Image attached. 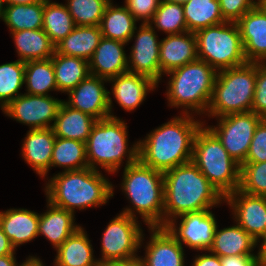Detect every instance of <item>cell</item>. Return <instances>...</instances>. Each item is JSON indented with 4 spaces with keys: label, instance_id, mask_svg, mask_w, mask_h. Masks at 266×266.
<instances>
[{
    "label": "cell",
    "instance_id": "obj_1",
    "mask_svg": "<svg viewBox=\"0 0 266 266\" xmlns=\"http://www.w3.org/2000/svg\"><path fill=\"white\" fill-rule=\"evenodd\" d=\"M194 118L180 113L155 128L138 141V160L163 173L192 161L195 134L204 124Z\"/></svg>",
    "mask_w": 266,
    "mask_h": 266
},
{
    "label": "cell",
    "instance_id": "obj_2",
    "mask_svg": "<svg viewBox=\"0 0 266 266\" xmlns=\"http://www.w3.org/2000/svg\"><path fill=\"white\" fill-rule=\"evenodd\" d=\"M163 179V227L180 215L210 210L225 201L192 161L164 172Z\"/></svg>",
    "mask_w": 266,
    "mask_h": 266
},
{
    "label": "cell",
    "instance_id": "obj_3",
    "mask_svg": "<svg viewBox=\"0 0 266 266\" xmlns=\"http://www.w3.org/2000/svg\"><path fill=\"white\" fill-rule=\"evenodd\" d=\"M44 190L47 201L72 213L75 209L102 206L114 194L113 184L99 170L89 167L54 175Z\"/></svg>",
    "mask_w": 266,
    "mask_h": 266
},
{
    "label": "cell",
    "instance_id": "obj_4",
    "mask_svg": "<svg viewBox=\"0 0 266 266\" xmlns=\"http://www.w3.org/2000/svg\"><path fill=\"white\" fill-rule=\"evenodd\" d=\"M121 187L134 207L133 209L126 207L121 213L137 219L135 215L137 212L148 228L163 227V172L145 166L138 160L125 166Z\"/></svg>",
    "mask_w": 266,
    "mask_h": 266
},
{
    "label": "cell",
    "instance_id": "obj_5",
    "mask_svg": "<svg viewBox=\"0 0 266 266\" xmlns=\"http://www.w3.org/2000/svg\"><path fill=\"white\" fill-rule=\"evenodd\" d=\"M126 123L119 117L97 120L86 141V155L89 168L97 166L108 173H115L127 156L126 166L138 161V141L128 148ZM128 153V154H127Z\"/></svg>",
    "mask_w": 266,
    "mask_h": 266
},
{
    "label": "cell",
    "instance_id": "obj_6",
    "mask_svg": "<svg viewBox=\"0 0 266 266\" xmlns=\"http://www.w3.org/2000/svg\"><path fill=\"white\" fill-rule=\"evenodd\" d=\"M166 75L170 78L165 95L171 107H183L182 114H193L194 111L202 115L207 112L217 75L213 67L197 59Z\"/></svg>",
    "mask_w": 266,
    "mask_h": 266
},
{
    "label": "cell",
    "instance_id": "obj_7",
    "mask_svg": "<svg viewBox=\"0 0 266 266\" xmlns=\"http://www.w3.org/2000/svg\"><path fill=\"white\" fill-rule=\"evenodd\" d=\"M192 162L224 198L239 189L241 165L204 124L195 134Z\"/></svg>",
    "mask_w": 266,
    "mask_h": 266
},
{
    "label": "cell",
    "instance_id": "obj_8",
    "mask_svg": "<svg viewBox=\"0 0 266 266\" xmlns=\"http://www.w3.org/2000/svg\"><path fill=\"white\" fill-rule=\"evenodd\" d=\"M256 85V63L247 62L217 72L208 117L250 112Z\"/></svg>",
    "mask_w": 266,
    "mask_h": 266
},
{
    "label": "cell",
    "instance_id": "obj_9",
    "mask_svg": "<svg viewBox=\"0 0 266 266\" xmlns=\"http://www.w3.org/2000/svg\"><path fill=\"white\" fill-rule=\"evenodd\" d=\"M198 59L217 72L247 63L244 45L236 22L202 28L195 32Z\"/></svg>",
    "mask_w": 266,
    "mask_h": 266
},
{
    "label": "cell",
    "instance_id": "obj_10",
    "mask_svg": "<svg viewBox=\"0 0 266 266\" xmlns=\"http://www.w3.org/2000/svg\"><path fill=\"white\" fill-rule=\"evenodd\" d=\"M120 212L102 234L101 255L98 261H125L139 259L136 254L145 240L139 221Z\"/></svg>",
    "mask_w": 266,
    "mask_h": 266
},
{
    "label": "cell",
    "instance_id": "obj_11",
    "mask_svg": "<svg viewBox=\"0 0 266 266\" xmlns=\"http://www.w3.org/2000/svg\"><path fill=\"white\" fill-rule=\"evenodd\" d=\"M218 126H206L221 142L228 154L242 165L249 151L256 127L263 120L250 111L218 117Z\"/></svg>",
    "mask_w": 266,
    "mask_h": 266
},
{
    "label": "cell",
    "instance_id": "obj_12",
    "mask_svg": "<svg viewBox=\"0 0 266 266\" xmlns=\"http://www.w3.org/2000/svg\"><path fill=\"white\" fill-rule=\"evenodd\" d=\"M63 101L53 96L21 94L2 109L4 114L30 126L29 129L52 128Z\"/></svg>",
    "mask_w": 266,
    "mask_h": 266
},
{
    "label": "cell",
    "instance_id": "obj_13",
    "mask_svg": "<svg viewBox=\"0 0 266 266\" xmlns=\"http://www.w3.org/2000/svg\"><path fill=\"white\" fill-rule=\"evenodd\" d=\"M178 218H181L179 227L176 225ZM164 227L181 245L185 244L192 250L208 251L213 243L217 221L211 210H202L180 215Z\"/></svg>",
    "mask_w": 266,
    "mask_h": 266
},
{
    "label": "cell",
    "instance_id": "obj_14",
    "mask_svg": "<svg viewBox=\"0 0 266 266\" xmlns=\"http://www.w3.org/2000/svg\"><path fill=\"white\" fill-rule=\"evenodd\" d=\"M107 79L89 74L75 88L67 92L69 107L86 113L97 120L116 117L112 113L111 93L104 86Z\"/></svg>",
    "mask_w": 266,
    "mask_h": 266
},
{
    "label": "cell",
    "instance_id": "obj_15",
    "mask_svg": "<svg viewBox=\"0 0 266 266\" xmlns=\"http://www.w3.org/2000/svg\"><path fill=\"white\" fill-rule=\"evenodd\" d=\"M135 31L137 35L135 36L136 32H134L131 36V40L135 37V43L128 56V72L148 76L159 83L161 80L160 41L157 39L155 28L149 23H144Z\"/></svg>",
    "mask_w": 266,
    "mask_h": 266
},
{
    "label": "cell",
    "instance_id": "obj_16",
    "mask_svg": "<svg viewBox=\"0 0 266 266\" xmlns=\"http://www.w3.org/2000/svg\"><path fill=\"white\" fill-rule=\"evenodd\" d=\"M236 223L255 240L266 233V197L246 194L239 189L225 197Z\"/></svg>",
    "mask_w": 266,
    "mask_h": 266
},
{
    "label": "cell",
    "instance_id": "obj_17",
    "mask_svg": "<svg viewBox=\"0 0 266 266\" xmlns=\"http://www.w3.org/2000/svg\"><path fill=\"white\" fill-rule=\"evenodd\" d=\"M236 23L247 62L266 63V11L258 4Z\"/></svg>",
    "mask_w": 266,
    "mask_h": 266
},
{
    "label": "cell",
    "instance_id": "obj_18",
    "mask_svg": "<svg viewBox=\"0 0 266 266\" xmlns=\"http://www.w3.org/2000/svg\"><path fill=\"white\" fill-rule=\"evenodd\" d=\"M151 230V231H150ZM150 241L140 266H185L184 249L165 227H149Z\"/></svg>",
    "mask_w": 266,
    "mask_h": 266
},
{
    "label": "cell",
    "instance_id": "obj_19",
    "mask_svg": "<svg viewBox=\"0 0 266 266\" xmlns=\"http://www.w3.org/2000/svg\"><path fill=\"white\" fill-rule=\"evenodd\" d=\"M198 59L194 32L167 35L160 41L159 61L162 75Z\"/></svg>",
    "mask_w": 266,
    "mask_h": 266
},
{
    "label": "cell",
    "instance_id": "obj_20",
    "mask_svg": "<svg viewBox=\"0 0 266 266\" xmlns=\"http://www.w3.org/2000/svg\"><path fill=\"white\" fill-rule=\"evenodd\" d=\"M126 43L102 37L89 60L90 74L109 80L128 72Z\"/></svg>",
    "mask_w": 266,
    "mask_h": 266
},
{
    "label": "cell",
    "instance_id": "obj_21",
    "mask_svg": "<svg viewBox=\"0 0 266 266\" xmlns=\"http://www.w3.org/2000/svg\"><path fill=\"white\" fill-rule=\"evenodd\" d=\"M108 82L113 83V97L126 111L135 110L144 101L147 93L158 86L150 77L130 72L110 78Z\"/></svg>",
    "mask_w": 266,
    "mask_h": 266
},
{
    "label": "cell",
    "instance_id": "obj_22",
    "mask_svg": "<svg viewBox=\"0 0 266 266\" xmlns=\"http://www.w3.org/2000/svg\"><path fill=\"white\" fill-rule=\"evenodd\" d=\"M26 135L22 144V157L43 178L50 170L56 139L53 128L30 129Z\"/></svg>",
    "mask_w": 266,
    "mask_h": 266
},
{
    "label": "cell",
    "instance_id": "obj_23",
    "mask_svg": "<svg viewBox=\"0 0 266 266\" xmlns=\"http://www.w3.org/2000/svg\"><path fill=\"white\" fill-rule=\"evenodd\" d=\"M0 226L16 250L38 237L39 214L24 208L1 211Z\"/></svg>",
    "mask_w": 266,
    "mask_h": 266
},
{
    "label": "cell",
    "instance_id": "obj_24",
    "mask_svg": "<svg viewBox=\"0 0 266 266\" xmlns=\"http://www.w3.org/2000/svg\"><path fill=\"white\" fill-rule=\"evenodd\" d=\"M47 211L39 215L38 236L43 235L57 249L81 226L75 224V215L47 201Z\"/></svg>",
    "mask_w": 266,
    "mask_h": 266
},
{
    "label": "cell",
    "instance_id": "obj_25",
    "mask_svg": "<svg viewBox=\"0 0 266 266\" xmlns=\"http://www.w3.org/2000/svg\"><path fill=\"white\" fill-rule=\"evenodd\" d=\"M258 245L250 234H248L237 223L223 229L216 227L214 239L208 251L219 257L238 256V255H255L252 251Z\"/></svg>",
    "mask_w": 266,
    "mask_h": 266
},
{
    "label": "cell",
    "instance_id": "obj_26",
    "mask_svg": "<svg viewBox=\"0 0 266 266\" xmlns=\"http://www.w3.org/2000/svg\"><path fill=\"white\" fill-rule=\"evenodd\" d=\"M87 232L80 227L68 237L57 249L54 266H97L93 247Z\"/></svg>",
    "mask_w": 266,
    "mask_h": 266
},
{
    "label": "cell",
    "instance_id": "obj_27",
    "mask_svg": "<svg viewBox=\"0 0 266 266\" xmlns=\"http://www.w3.org/2000/svg\"><path fill=\"white\" fill-rule=\"evenodd\" d=\"M97 119L61 103L53 124L56 137L79 140L86 143Z\"/></svg>",
    "mask_w": 266,
    "mask_h": 266
},
{
    "label": "cell",
    "instance_id": "obj_28",
    "mask_svg": "<svg viewBox=\"0 0 266 266\" xmlns=\"http://www.w3.org/2000/svg\"><path fill=\"white\" fill-rule=\"evenodd\" d=\"M11 34L22 62L50 59L55 53V45L43 29L19 30Z\"/></svg>",
    "mask_w": 266,
    "mask_h": 266
},
{
    "label": "cell",
    "instance_id": "obj_29",
    "mask_svg": "<svg viewBox=\"0 0 266 266\" xmlns=\"http://www.w3.org/2000/svg\"><path fill=\"white\" fill-rule=\"evenodd\" d=\"M101 38L99 26H75L73 31L55 46V51L89 61Z\"/></svg>",
    "mask_w": 266,
    "mask_h": 266
},
{
    "label": "cell",
    "instance_id": "obj_30",
    "mask_svg": "<svg viewBox=\"0 0 266 266\" xmlns=\"http://www.w3.org/2000/svg\"><path fill=\"white\" fill-rule=\"evenodd\" d=\"M110 2L104 11L99 24L102 37L113 39L123 43H129L134 34L138 22L132 14L123 6H117Z\"/></svg>",
    "mask_w": 266,
    "mask_h": 266
},
{
    "label": "cell",
    "instance_id": "obj_31",
    "mask_svg": "<svg viewBox=\"0 0 266 266\" xmlns=\"http://www.w3.org/2000/svg\"><path fill=\"white\" fill-rule=\"evenodd\" d=\"M58 91L68 92L75 88L89 74V61L74 56H66L55 51L51 57Z\"/></svg>",
    "mask_w": 266,
    "mask_h": 266
},
{
    "label": "cell",
    "instance_id": "obj_32",
    "mask_svg": "<svg viewBox=\"0 0 266 266\" xmlns=\"http://www.w3.org/2000/svg\"><path fill=\"white\" fill-rule=\"evenodd\" d=\"M182 6L189 32L225 22L218 0H188Z\"/></svg>",
    "mask_w": 266,
    "mask_h": 266
},
{
    "label": "cell",
    "instance_id": "obj_33",
    "mask_svg": "<svg viewBox=\"0 0 266 266\" xmlns=\"http://www.w3.org/2000/svg\"><path fill=\"white\" fill-rule=\"evenodd\" d=\"M24 84L31 95L50 96V91L58 92L52 59L25 62Z\"/></svg>",
    "mask_w": 266,
    "mask_h": 266
},
{
    "label": "cell",
    "instance_id": "obj_34",
    "mask_svg": "<svg viewBox=\"0 0 266 266\" xmlns=\"http://www.w3.org/2000/svg\"><path fill=\"white\" fill-rule=\"evenodd\" d=\"M55 166L64 168V171L81 170L89 167L86 143L79 140L56 137L50 168Z\"/></svg>",
    "mask_w": 266,
    "mask_h": 266
},
{
    "label": "cell",
    "instance_id": "obj_35",
    "mask_svg": "<svg viewBox=\"0 0 266 266\" xmlns=\"http://www.w3.org/2000/svg\"><path fill=\"white\" fill-rule=\"evenodd\" d=\"M44 0L32 4H5L3 21L11 32L36 30L43 27Z\"/></svg>",
    "mask_w": 266,
    "mask_h": 266
},
{
    "label": "cell",
    "instance_id": "obj_36",
    "mask_svg": "<svg viewBox=\"0 0 266 266\" xmlns=\"http://www.w3.org/2000/svg\"><path fill=\"white\" fill-rule=\"evenodd\" d=\"M74 27L72 16L64 4L44 0L42 29L55 46L71 33Z\"/></svg>",
    "mask_w": 266,
    "mask_h": 266
},
{
    "label": "cell",
    "instance_id": "obj_37",
    "mask_svg": "<svg viewBox=\"0 0 266 266\" xmlns=\"http://www.w3.org/2000/svg\"><path fill=\"white\" fill-rule=\"evenodd\" d=\"M25 62L19 59L0 65V108L6 107L21 93L24 84Z\"/></svg>",
    "mask_w": 266,
    "mask_h": 266
},
{
    "label": "cell",
    "instance_id": "obj_38",
    "mask_svg": "<svg viewBox=\"0 0 266 266\" xmlns=\"http://www.w3.org/2000/svg\"><path fill=\"white\" fill-rule=\"evenodd\" d=\"M149 24H154L155 26L152 27H156L167 35L188 32L183 6L165 0L159 2L154 17Z\"/></svg>",
    "mask_w": 266,
    "mask_h": 266
},
{
    "label": "cell",
    "instance_id": "obj_39",
    "mask_svg": "<svg viewBox=\"0 0 266 266\" xmlns=\"http://www.w3.org/2000/svg\"><path fill=\"white\" fill-rule=\"evenodd\" d=\"M75 26H99L106 6L111 0H67Z\"/></svg>",
    "mask_w": 266,
    "mask_h": 266
},
{
    "label": "cell",
    "instance_id": "obj_40",
    "mask_svg": "<svg viewBox=\"0 0 266 266\" xmlns=\"http://www.w3.org/2000/svg\"><path fill=\"white\" fill-rule=\"evenodd\" d=\"M239 190L266 197V161L241 165Z\"/></svg>",
    "mask_w": 266,
    "mask_h": 266
},
{
    "label": "cell",
    "instance_id": "obj_41",
    "mask_svg": "<svg viewBox=\"0 0 266 266\" xmlns=\"http://www.w3.org/2000/svg\"><path fill=\"white\" fill-rule=\"evenodd\" d=\"M251 111L266 120V63H256V85Z\"/></svg>",
    "mask_w": 266,
    "mask_h": 266
},
{
    "label": "cell",
    "instance_id": "obj_42",
    "mask_svg": "<svg viewBox=\"0 0 266 266\" xmlns=\"http://www.w3.org/2000/svg\"><path fill=\"white\" fill-rule=\"evenodd\" d=\"M266 161V120L256 127L244 163H259Z\"/></svg>",
    "mask_w": 266,
    "mask_h": 266
},
{
    "label": "cell",
    "instance_id": "obj_43",
    "mask_svg": "<svg viewBox=\"0 0 266 266\" xmlns=\"http://www.w3.org/2000/svg\"><path fill=\"white\" fill-rule=\"evenodd\" d=\"M225 21L237 22L245 13L258 5V0H218Z\"/></svg>",
    "mask_w": 266,
    "mask_h": 266
},
{
    "label": "cell",
    "instance_id": "obj_44",
    "mask_svg": "<svg viewBox=\"0 0 266 266\" xmlns=\"http://www.w3.org/2000/svg\"><path fill=\"white\" fill-rule=\"evenodd\" d=\"M159 0H125V7L142 24L150 23L158 8Z\"/></svg>",
    "mask_w": 266,
    "mask_h": 266
},
{
    "label": "cell",
    "instance_id": "obj_45",
    "mask_svg": "<svg viewBox=\"0 0 266 266\" xmlns=\"http://www.w3.org/2000/svg\"><path fill=\"white\" fill-rule=\"evenodd\" d=\"M222 266H260V260L256 255H238L220 257Z\"/></svg>",
    "mask_w": 266,
    "mask_h": 266
},
{
    "label": "cell",
    "instance_id": "obj_46",
    "mask_svg": "<svg viewBox=\"0 0 266 266\" xmlns=\"http://www.w3.org/2000/svg\"><path fill=\"white\" fill-rule=\"evenodd\" d=\"M209 254L198 255L194 258L192 266H222L221 259L216 254L207 251Z\"/></svg>",
    "mask_w": 266,
    "mask_h": 266
},
{
    "label": "cell",
    "instance_id": "obj_47",
    "mask_svg": "<svg viewBox=\"0 0 266 266\" xmlns=\"http://www.w3.org/2000/svg\"><path fill=\"white\" fill-rule=\"evenodd\" d=\"M15 254V248L12 246L10 239L0 226V257Z\"/></svg>",
    "mask_w": 266,
    "mask_h": 266
},
{
    "label": "cell",
    "instance_id": "obj_48",
    "mask_svg": "<svg viewBox=\"0 0 266 266\" xmlns=\"http://www.w3.org/2000/svg\"><path fill=\"white\" fill-rule=\"evenodd\" d=\"M97 266H140L139 259L125 261H98Z\"/></svg>",
    "mask_w": 266,
    "mask_h": 266
},
{
    "label": "cell",
    "instance_id": "obj_49",
    "mask_svg": "<svg viewBox=\"0 0 266 266\" xmlns=\"http://www.w3.org/2000/svg\"><path fill=\"white\" fill-rule=\"evenodd\" d=\"M262 241L257 253V256L261 264L266 265V233L257 241L260 243Z\"/></svg>",
    "mask_w": 266,
    "mask_h": 266
},
{
    "label": "cell",
    "instance_id": "obj_50",
    "mask_svg": "<svg viewBox=\"0 0 266 266\" xmlns=\"http://www.w3.org/2000/svg\"><path fill=\"white\" fill-rule=\"evenodd\" d=\"M0 266H18L14 255H5L0 257Z\"/></svg>",
    "mask_w": 266,
    "mask_h": 266
},
{
    "label": "cell",
    "instance_id": "obj_51",
    "mask_svg": "<svg viewBox=\"0 0 266 266\" xmlns=\"http://www.w3.org/2000/svg\"><path fill=\"white\" fill-rule=\"evenodd\" d=\"M24 261L25 262H23L21 265L19 264V266H45L42 260L36 256H29Z\"/></svg>",
    "mask_w": 266,
    "mask_h": 266
},
{
    "label": "cell",
    "instance_id": "obj_52",
    "mask_svg": "<svg viewBox=\"0 0 266 266\" xmlns=\"http://www.w3.org/2000/svg\"><path fill=\"white\" fill-rule=\"evenodd\" d=\"M5 4L8 5H18V4H32L43 0H4Z\"/></svg>",
    "mask_w": 266,
    "mask_h": 266
},
{
    "label": "cell",
    "instance_id": "obj_53",
    "mask_svg": "<svg viewBox=\"0 0 266 266\" xmlns=\"http://www.w3.org/2000/svg\"><path fill=\"white\" fill-rule=\"evenodd\" d=\"M5 1L4 0H0V19H3L4 16V11H5Z\"/></svg>",
    "mask_w": 266,
    "mask_h": 266
},
{
    "label": "cell",
    "instance_id": "obj_54",
    "mask_svg": "<svg viewBox=\"0 0 266 266\" xmlns=\"http://www.w3.org/2000/svg\"><path fill=\"white\" fill-rule=\"evenodd\" d=\"M165 1H168V2H171V3H177V4H185L188 0H165Z\"/></svg>",
    "mask_w": 266,
    "mask_h": 266
},
{
    "label": "cell",
    "instance_id": "obj_55",
    "mask_svg": "<svg viewBox=\"0 0 266 266\" xmlns=\"http://www.w3.org/2000/svg\"><path fill=\"white\" fill-rule=\"evenodd\" d=\"M258 4L266 11V0H258Z\"/></svg>",
    "mask_w": 266,
    "mask_h": 266
}]
</instances>
